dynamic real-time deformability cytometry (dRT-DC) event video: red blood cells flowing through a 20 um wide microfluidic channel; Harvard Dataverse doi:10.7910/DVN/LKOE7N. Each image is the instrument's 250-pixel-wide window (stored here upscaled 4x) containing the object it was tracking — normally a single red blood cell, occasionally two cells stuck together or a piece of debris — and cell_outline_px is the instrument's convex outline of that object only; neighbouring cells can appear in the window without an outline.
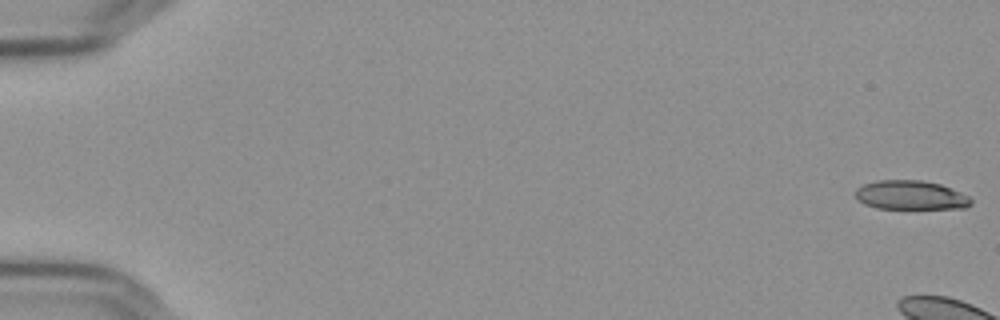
{"species": "Egyptian fruit bat (a non-hibernating species)", "species_latin": "Rousettus aegyptiacus", "temperature_condition": "cold", "stored_images_in_passage": 7, "camera_frame_rate_fps": 3000, "um_per_image_px": 0.085, "frame": {"image": 1, "passage_image": 1, "time_ms": 0.0, "image_size_px": [1000, 320], "cell_outline_px": [[972, 204], [964, 208], [876, 208], [864, 204], [856, 200], [856, 188], [864, 184], [876, 180], [920, 180], [940, 184], [968, 196], [972, 200]], "centroid_in_image_um": [77.37, 16.59], "position_along_channel_um": 7.6, "area_um2": 19.48}}